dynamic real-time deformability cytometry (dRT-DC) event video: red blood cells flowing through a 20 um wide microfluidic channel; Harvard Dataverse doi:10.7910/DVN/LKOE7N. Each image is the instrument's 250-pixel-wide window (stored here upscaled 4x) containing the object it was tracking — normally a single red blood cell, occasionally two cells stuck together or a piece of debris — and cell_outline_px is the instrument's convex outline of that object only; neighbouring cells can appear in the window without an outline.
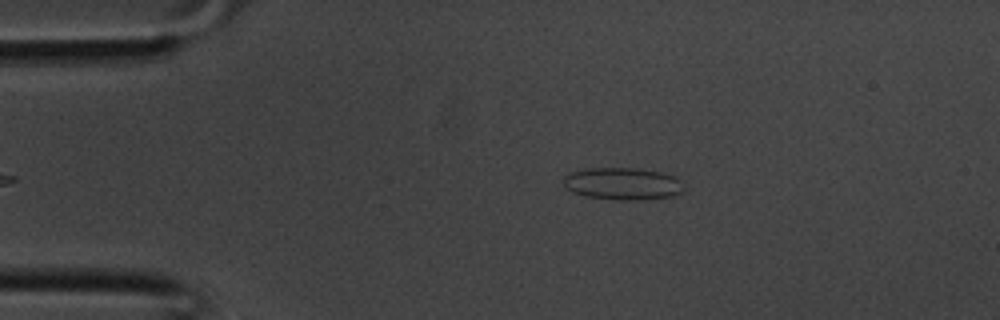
{"species": "common noctule bat (a hibernating species)", "species_latin": "Nyctalus noctula", "temperature_condition": "room temperature", "stored_images_in_passage": 30, "camera_frame_rate_fps": 3000, "um_per_image_px": 0.085, "animal": {"sex": "male", "body_mass_g": 20.1, "forearm_length_mm": 53.5}, "frame": {"image": 1, "passage_image": 1, "time_ms": 0.0, "image_size_px": [1000, 320], "cell_outline_px": [[684, 188], [680, 192], [672, 196], [640, 200], [620, 200], [584, 196], [572, 192], [564, 188], [564, 176], [568, 172], [584, 168], [636, 168], [660, 172], [676, 176], [680, 180]], "centroid_in_image_um": [52.88, 15.61], "position_along_channel_um": 32.1, "area_um2": 22.83}}
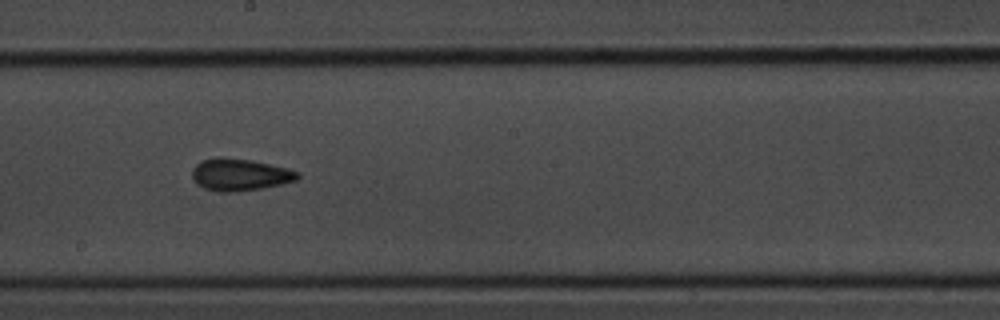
{"frame": {"image": 2, "passage_image": 14, "time_ms": 4.333, "image_size_px": [1000, 320], "cell_outline_px": [[300, 176], [296, 180], [284, 184], [264, 188], [236, 192], [220, 192], [204, 188], [196, 184], [192, 176], [192, 168], [196, 164], [204, 160], [220, 156], [252, 160], [288, 168], [300, 172]], "centroid_in_image_um": [20.41, 14.85], "position_along_channel_um": 227.8, "area_um2": 20.0}}
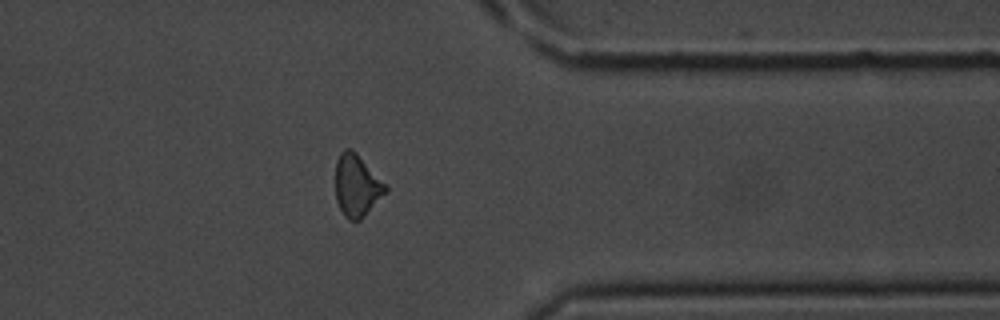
{"frame": {"image": 3, "passage_image": 23, "time_ms": 7.333, "image_size_px": [1000, 320], "cell_outline_px": [[388, 192], [360, 220], [348, 220], [344, 216], [336, 200], [336, 160], [340, 152], [344, 148], [352, 148], [356, 152], [388, 188]], "centroid_in_image_um": [30.32, 15.77], "position_along_channel_um": 381.1, "area_um2": 18.03}}